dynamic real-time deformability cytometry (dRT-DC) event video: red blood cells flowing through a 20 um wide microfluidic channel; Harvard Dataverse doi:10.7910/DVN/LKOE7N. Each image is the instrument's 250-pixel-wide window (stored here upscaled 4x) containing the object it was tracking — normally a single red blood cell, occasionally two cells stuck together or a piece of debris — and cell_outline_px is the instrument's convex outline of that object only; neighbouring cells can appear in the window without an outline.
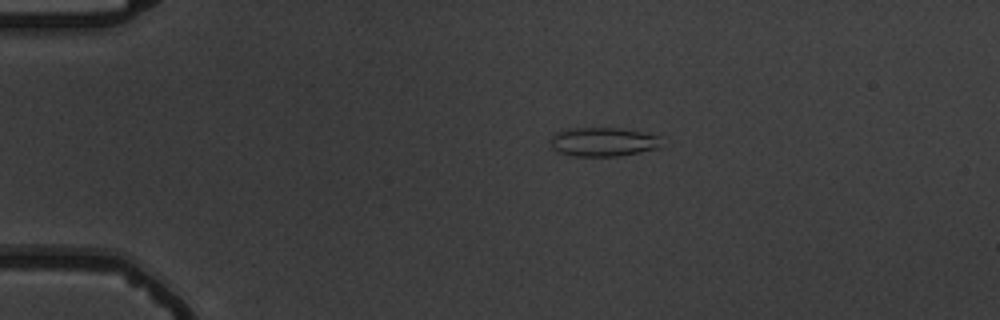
{"species": "common noctule bat (a hibernating species)", "species_latin": "Nyctalus noctula", "temperature_condition": "warm", "stored_images_in_passage": 6, "camera_frame_rate_fps": 3000, "um_per_image_px": 0.085, "animal": {"sex": "male", "body_mass_g": 19.5, "forearm_length_mm": 54.6}, "frame": {"image": 1, "passage_image": 3, "time_ms": 2.0, "image_size_px": [1000, 320], "cell_outline_px": [[660, 148], [640, 152], [616, 156], [572, 156], [560, 152], [552, 148], [552, 136], [556, 132], [568, 128], [620, 128], [660, 136]], "centroid_in_image_um": [51.27, 12.06], "position_along_channel_um": 33.7, "area_um2": 18.61}}
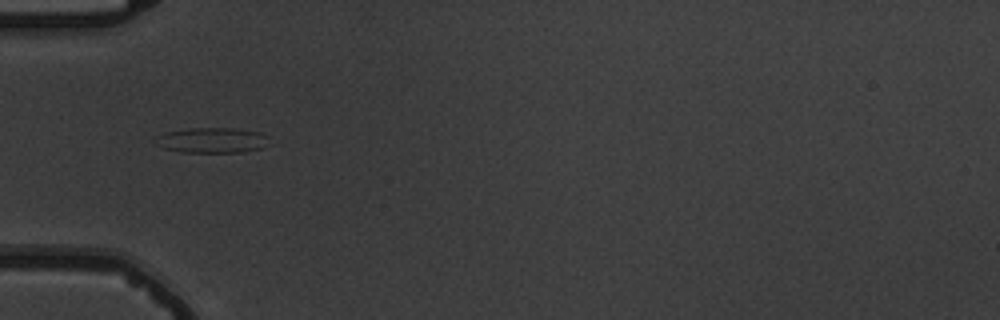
{"frame": {"image": 2, "passage_image": 5, "time_ms": 4.333, "image_size_px": [1000, 320], "cell_outline_px": [[264, 136], [260, 148], [244, 152], [180, 152], [164, 148], [156, 144], [152, 140], [156, 136], [168, 132], [192, 128], [232, 128], [260, 132]], "centroid_in_image_um": [17.88, 11.92], "position_along_channel_um": 67.1, "area_um2": 16.3}}
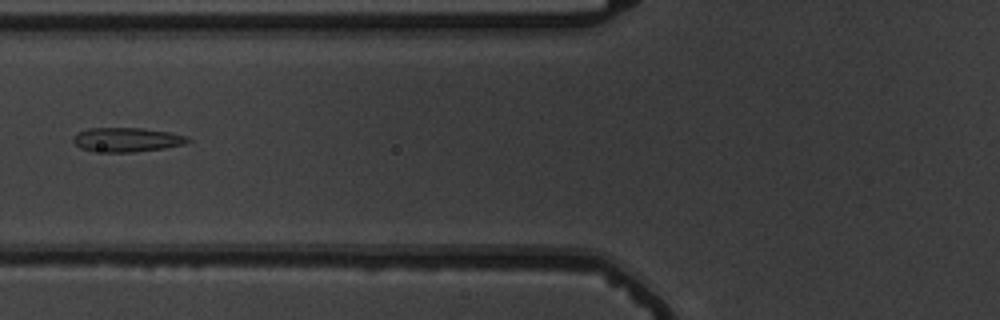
{"frame": {"image": 3, "passage_image": 6, "time_ms": 5.667, "image_size_px": [1000, 320], "cell_outline_px": [[192, 140], [184, 144], [164, 148], [132, 152], [92, 152], [80, 148], [72, 140], [72, 136], [88, 128], [144, 128], [168, 132], [188, 136]], "centroid_in_image_um": [10.76, 11.88], "position_along_channel_um": 115.0, "area_um2": 16.3}}